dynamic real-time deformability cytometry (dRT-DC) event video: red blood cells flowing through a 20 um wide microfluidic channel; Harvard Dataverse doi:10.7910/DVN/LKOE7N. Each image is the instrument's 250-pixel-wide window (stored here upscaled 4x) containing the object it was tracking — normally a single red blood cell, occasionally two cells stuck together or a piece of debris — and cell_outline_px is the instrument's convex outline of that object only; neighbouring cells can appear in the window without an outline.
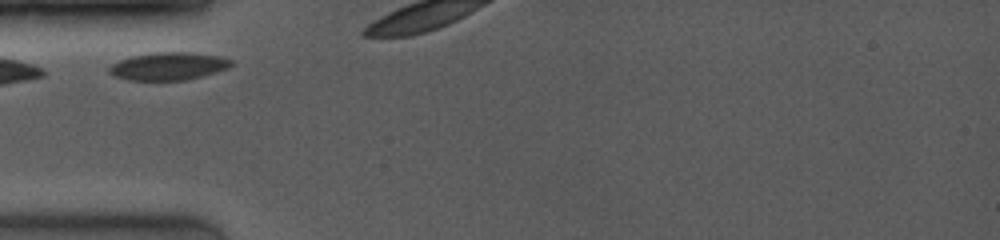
{"species": "common noctule bat (a hibernating species)", "species_latin": "Nyctalus noctula", "temperature_condition": "room temperature", "stored_images_in_passage": 4, "camera_frame_rate_fps": 4000, "um_per_image_px": 0.085, "animal": {"sex": "female", "body_mass_g": 19.0, "forearm_length_mm": 53.3}, "frame": {"image": 1, "passage_image": 1, "time_ms": 0.0, "image_size_px": [1000, 240], "cell_outline_px": [[232, 64], [216, 72], [184, 80], [128, 80], [116, 76], [108, 72], [108, 68], [112, 64], [120, 60], [132, 56], [156, 52], [184, 52], [216, 56], [232, 60]], "centroid_in_image_um": [14.25, 5.63], "position_along_channel_um": 70.7, "area_um2": 19.25}}